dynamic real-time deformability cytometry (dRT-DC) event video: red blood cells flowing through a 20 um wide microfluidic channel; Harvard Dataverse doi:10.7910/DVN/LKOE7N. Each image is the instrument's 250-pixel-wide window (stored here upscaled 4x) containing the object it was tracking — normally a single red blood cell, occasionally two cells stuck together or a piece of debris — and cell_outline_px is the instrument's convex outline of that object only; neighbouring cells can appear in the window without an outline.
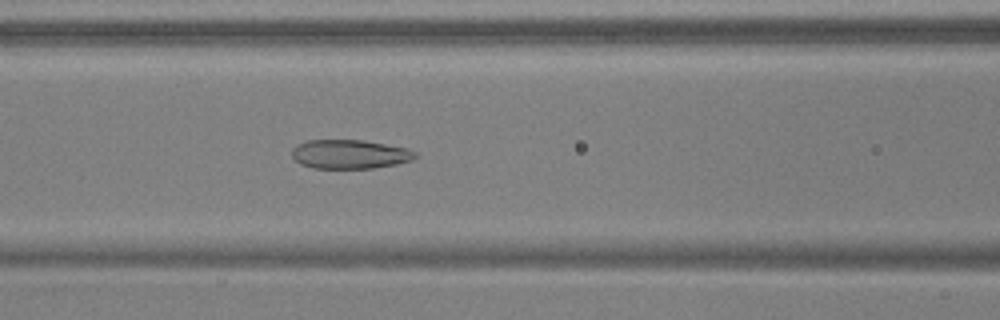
{"species": "common noctule bat (a hibernating species)", "species_latin": "Nyctalus noctula", "temperature_condition": "warm", "stored_images_in_passage": 52, "camera_frame_rate_fps": 3000, "um_per_image_px": 0.085, "animal": {"sex": "male", "body_mass_g": 17.9, "forearm_length_mm": 54.2}, "frame": {"image": 1, "passage_image": 22, "time_ms": 7.0, "image_size_px": [1000, 320], "cell_outline_px": [[416, 156], [412, 160], [396, 164], [372, 168], [312, 168], [300, 164], [292, 156], [292, 148], [308, 140], [360, 140], [408, 148], [416, 152]], "centroid_in_image_um": [29.72, 13.11], "position_along_channel_um": 136.9, "area_um2": 20.69}}
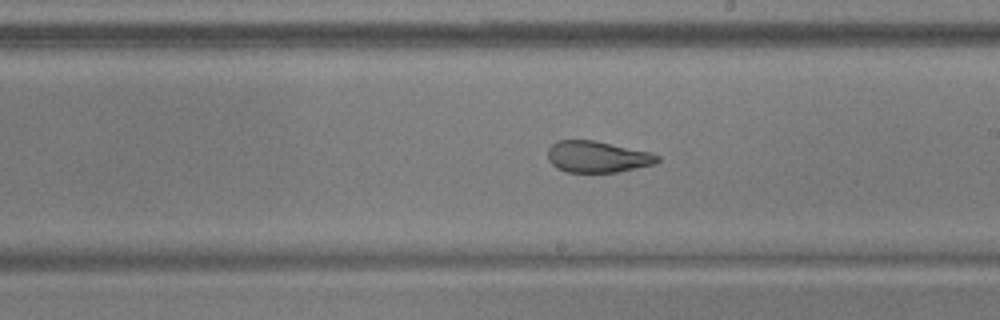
{"frame": {"image": 2, "passage_image": 30, "time_ms": 9.667, "image_size_px": [1000, 320], "cell_outline_px": [[660, 160], [656, 164], [616, 172], [564, 172], [556, 168], [548, 160], [548, 148], [556, 140], [596, 140], [652, 152], [660, 156]], "centroid_in_image_um": [50.79, 13.32], "position_along_channel_um": 238.2, "area_um2": 20.4}}
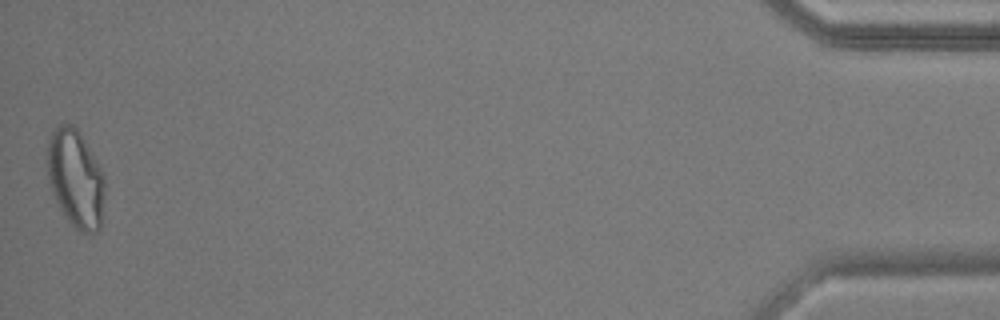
{"frame": {"image": 3, "passage_image": 52, "time_ms": 17.0, "image_size_px": [1000, 320], "cell_outline_px": [[104, 196], [100, 228], [96, 232], [80, 232], [72, 224], [60, 208], [52, 192], [48, 180], [48, 144], [52, 132], [64, 120], [72, 124], [76, 128], [104, 172]], "centroid_in_image_um": [6.44, 15.16], "position_along_channel_um": 428.8, "area_um2": 32.48}, "authors_computed_cell_mechanics": {"area_um2": 25.721, "velocity_mm_per_s": 3.8091, "shape_relaxation_time_tau1_ms": null, "shape_relaxation_time_tau2_ms": 1.5088, "deformation_change_tau1": null, "deformation_change_tau2": 0.0839}}